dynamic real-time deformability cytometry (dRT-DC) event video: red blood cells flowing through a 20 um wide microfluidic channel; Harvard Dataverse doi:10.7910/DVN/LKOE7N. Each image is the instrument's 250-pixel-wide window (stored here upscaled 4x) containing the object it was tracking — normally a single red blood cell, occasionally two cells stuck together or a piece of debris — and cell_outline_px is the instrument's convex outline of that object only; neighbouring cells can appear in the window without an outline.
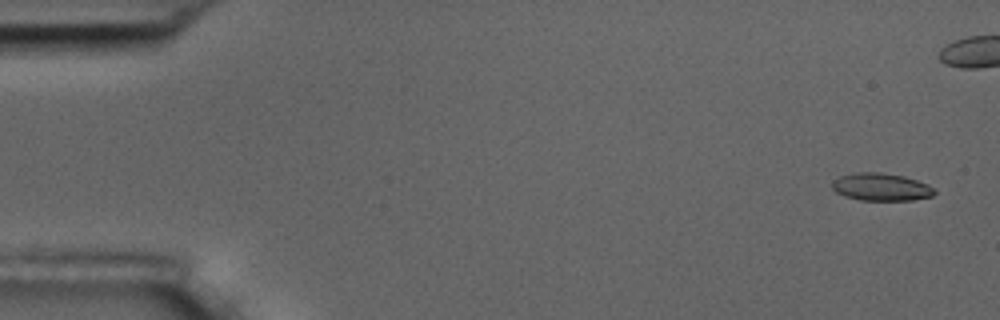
{"species": "common noctule bat (a hibernating species)", "species_latin": "Nyctalus noctula", "temperature_condition": "room temperature", "stored_images_in_passage": 11, "camera_frame_rate_fps": 3000, "um_per_image_px": 0.085, "animal": {"sex": "male", "body_mass_g": 17.5, "forearm_length_mm": 52.3}, "frame": {"image": 1, "passage_image": 1, "time_ms": 0.0, "image_size_px": [1000, 320], "cell_outline_px": [[936, 192], [932, 196], [912, 200], [860, 200], [844, 196], [836, 192], [832, 188], [832, 180], [840, 176], [856, 172], [880, 172], [904, 176], [928, 184]], "centroid_in_image_um": [74.87, 15.89], "position_along_channel_um": 10.1, "area_um2": 16.47}}
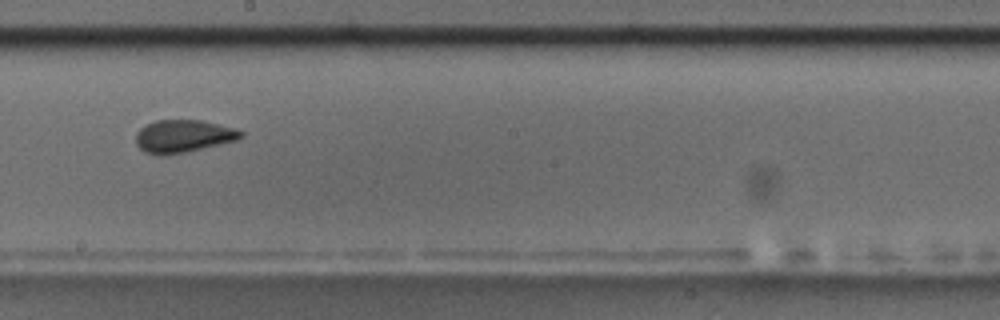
{"frame": {"image": 2, "passage_image": 10, "time_ms": 11.333, "image_size_px": [1000, 320], "cell_outline_px": [[244, 136], [240, 140], [184, 152], [144, 152], [136, 144], [136, 132], [140, 128], [156, 120], [200, 120], [236, 128], [244, 132]], "centroid_in_image_um": [15.65, 11.53], "position_along_channel_um": 232.5, "area_um2": 19.54}}
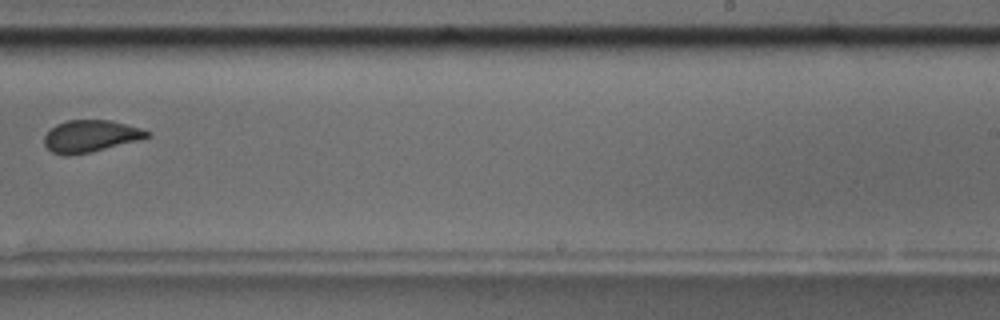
{"frame": {"image": 3, "passage_image": 11, "time_ms": 12.667, "image_size_px": [1000, 320], "cell_outline_px": [[152, 132], [148, 136], [140, 140], [88, 152], [68, 156], [64, 156], [52, 152], [44, 144], [44, 136], [56, 124], [64, 120], [112, 120], [140, 128]], "centroid_in_image_um": [7.68, 11.56], "position_along_channel_um": 281.3, "area_um2": 19.07}}